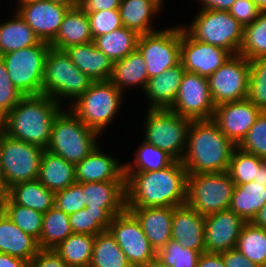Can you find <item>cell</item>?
Segmentation results:
<instances>
[{
    "instance_id": "1",
    "label": "cell",
    "mask_w": 266,
    "mask_h": 267,
    "mask_svg": "<svg viewBox=\"0 0 266 267\" xmlns=\"http://www.w3.org/2000/svg\"><path fill=\"white\" fill-rule=\"evenodd\" d=\"M126 207H175L187 201V170L175 160L161 170L124 174Z\"/></svg>"
},
{
    "instance_id": "2",
    "label": "cell",
    "mask_w": 266,
    "mask_h": 267,
    "mask_svg": "<svg viewBox=\"0 0 266 267\" xmlns=\"http://www.w3.org/2000/svg\"><path fill=\"white\" fill-rule=\"evenodd\" d=\"M236 147L213 119L193 120L181 162L188 174L226 172Z\"/></svg>"
},
{
    "instance_id": "3",
    "label": "cell",
    "mask_w": 266,
    "mask_h": 267,
    "mask_svg": "<svg viewBox=\"0 0 266 267\" xmlns=\"http://www.w3.org/2000/svg\"><path fill=\"white\" fill-rule=\"evenodd\" d=\"M61 110V105L47 95L24 96L0 121V127L8 136L45 150L53 121Z\"/></svg>"
},
{
    "instance_id": "4",
    "label": "cell",
    "mask_w": 266,
    "mask_h": 267,
    "mask_svg": "<svg viewBox=\"0 0 266 267\" xmlns=\"http://www.w3.org/2000/svg\"><path fill=\"white\" fill-rule=\"evenodd\" d=\"M98 136L71 109L61 110L53 121L46 150L76 165L98 146Z\"/></svg>"
},
{
    "instance_id": "5",
    "label": "cell",
    "mask_w": 266,
    "mask_h": 267,
    "mask_svg": "<svg viewBox=\"0 0 266 267\" xmlns=\"http://www.w3.org/2000/svg\"><path fill=\"white\" fill-rule=\"evenodd\" d=\"M93 81L71 61L65 50L50 47L44 67L42 94L61 105V98L74 102L91 86Z\"/></svg>"
},
{
    "instance_id": "6",
    "label": "cell",
    "mask_w": 266,
    "mask_h": 267,
    "mask_svg": "<svg viewBox=\"0 0 266 267\" xmlns=\"http://www.w3.org/2000/svg\"><path fill=\"white\" fill-rule=\"evenodd\" d=\"M122 94L110 80L96 81L72 102L70 109L86 126L101 135L120 109Z\"/></svg>"
},
{
    "instance_id": "7",
    "label": "cell",
    "mask_w": 266,
    "mask_h": 267,
    "mask_svg": "<svg viewBox=\"0 0 266 267\" xmlns=\"http://www.w3.org/2000/svg\"><path fill=\"white\" fill-rule=\"evenodd\" d=\"M191 26L184 30L194 39L239 54L243 41L242 26L228 11L201 9Z\"/></svg>"
},
{
    "instance_id": "8",
    "label": "cell",
    "mask_w": 266,
    "mask_h": 267,
    "mask_svg": "<svg viewBox=\"0 0 266 267\" xmlns=\"http://www.w3.org/2000/svg\"><path fill=\"white\" fill-rule=\"evenodd\" d=\"M235 183L229 173L188 174L186 203L202 216L229 209Z\"/></svg>"
},
{
    "instance_id": "9",
    "label": "cell",
    "mask_w": 266,
    "mask_h": 267,
    "mask_svg": "<svg viewBox=\"0 0 266 267\" xmlns=\"http://www.w3.org/2000/svg\"><path fill=\"white\" fill-rule=\"evenodd\" d=\"M144 141L166 151L175 160L181 161L192 122L170 109H147Z\"/></svg>"
},
{
    "instance_id": "10",
    "label": "cell",
    "mask_w": 266,
    "mask_h": 267,
    "mask_svg": "<svg viewBox=\"0 0 266 267\" xmlns=\"http://www.w3.org/2000/svg\"><path fill=\"white\" fill-rule=\"evenodd\" d=\"M50 44L39 41L36 45L0 56L15 88L23 96L42 95L46 55Z\"/></svg>"
},
{
    "instance_id": "11",
    "label": "cell",
    "mask_w": 266,
    "mask_h": 267,
    "mask_svg": "<svg viewBox=\"0 0 266 267\" xmlns=\"http://www.w3.org/2000/svg\"><path fill=\"white\" fill-rule=\"evenodd\" d=\"M43 151V148L14 139L0 129V164L8 189L38 178Z\"/></svg>"
},
{
    "instance_id": "12",
    "label": "cell",
    "mask_w": 266,
    "mask_h": 267,
    "mask_svg": "<svg viewBox=\"0 0 266 267\" xmlns=\"http://www.w3.org/2000/svg\"><path fill=\"white\" fill-rule=\"evenodd\" d=\"M180 45L181 25L139 36L137 49L143 55L149 78L180 63Z\"/></svg>"
},
{
    "instance_id": "13",
    "label": "cell",
    "mask_w": 266,
    "mask_h": 267,
    "mask_svg": "<svg viewBox=\"0 0 266 267\" xmlns=\"http://www.w3.org/2000/svg\"><path fill=\"white\" fill-rule=\"evenodd\" d=\"M125 253L132 267H143L157 259L136 217L127 209L113 217L107 229Z\"/></svg>"
},
{
    "instance_id": "14",
    "label": "cell",
    "mask_w": 266,
    "mask_h": 267,
    "mask_svg": "<svg viewBox=\"0 0 266 267\" xmlns=\"http://www.w3.org/2000/svg\"><path fill=\"white\" fill-rule=\"evenodd\" d=\"M249 76L250 61L240 54L232 55L208 78L214 104L247 99Z\"/></svg>"
},
{
    "instance_id": "15",
    "label": "cell",
    "mask_w": 266,
    "mask_h": 267,
    "mask_svg": "<svg viewBox=\"0 0 266 267\" xmlns=\"http://www.w3.org/2000/svg\"><path fill=\"white\" fill-rule=\"evenodd\" d=\"M215 107L208 78L185 71L170 110L193 121L213 119Z\"/></svg>"
},
{
    "instance_id": "16",
    "label": "cell",
    "mask_w": 266,
    "mask_h": 267,
    "mask_svg": "<svg viewBox=\"0 0 266 267\" xmlns=\"http://www.w3.org/2000/svg\"><path fill=\"white\" fill-rule=\"evenodd\" d=\"M231 56L221 47L192 38L181 26L180 63L186 72L209 78Z\"/></svg>"
},
{
    "instance_id": "17",
    "label": "cell",
    "mask_w": 266,
    "mask_h": 267,
    "mask_svg": "<svg viewBox=\"0 0 266 267\" xmlns=\"http://www.w3.org/2000/svg\"><path fill=\"white\" fill-rule=\"evenodd\" d=\"M246 223L230 209L205 216V252L220 254L236 248Z\"/></svg>"
},
{
    "instance_id": "18",
    "label": "cell",
    "mask_w": 266,
    "mask_h": 267,
    "mask_svg": "<svg viewBox=\"0 0 266 267\" xmlns=\"http://www.w3.org/2000/svg\"><path fill=\"white\" fill-rule=\"evenodd\" d=\"M262 110L248 99L217 105L213 120L220 130L238 146L256 122Z\"/></svg>"
},
{
    "instance_id": "19",
    "label": "cell",
    "mask_w": 266,
    "mask_h": 267,
    "mask_svg": "<svg viewBox=\"0 0 266 267\" xmlns=\"http://www.w3.org/2000/svg\"><path fill=\"white\" fill-rule=\"evenodd\" d=\"M19 16L32 28L40 41L51 44L69 7L48 0L18 5Z\"/></svg>"
},
{
    "instance_id": "20",
    "label": "cell",
    "mask_w": 266,
    "mask_h": 267,
    "mask_svg": "<svg viewBox=\"0 0 266 267\" xmlns=\"http://www.w3.org/2000/svg\"><path fill=\"white\" fill-rule=\"evenodd\" d=\"M205 216L187 203L175 206L172 217L171 239L184 248L205 252Z\"/></svg>"
},
{
    "instance_id": "21",
    "label": "cell",
    "mask_w": 266,
    "mask_h": 267,
    "mask_svg": "<svg viewBox=\"0 0 266 267\" xmlns=\"http://www.w3.org/2000/svg\"><path fill=\"white\" fill-rule=\"evenodd\" d=\"M126 209L139 221L156 252L171 240L174 207H126Z\"/></svg>"
},
{
    "instance_id": "22",
    "label": "cell",
    "mask_w": 266,
    "mask_h": 267,
    "mask_svg": "<svg viewBox=\"0 0 266 267\" xmlns=\"http://www.w3.org/2000/svg\"><path fill=\"white\" fill-rule=\"evenodd\" d=\"M76 182L125 181L124 164L103 153L97 146L75 165Z\"/></svg>"
},
{
    "instance_id": "23",
    "label": "cell",
    "mask_w": 266,
    "mask_h": 267,
    "mask_svg": "<svg viewBox=\"0 0 266 267\" xmlns=\"http://www.w3.org/2000/svg\"><path fill=\"white\" fill-rule=\"evenodd\" d=\"M86 207L106 209L113 217L126 209L125 181L82 183Z\"/></svg>"
},
{
    "instance_id": "24",
    "label": "cell",
    "mask_w": 266,
    "mask_h": 267,
    "mask_svg": "<svg viewBox=\"0 0 266 267\" xmlns=\"http://www.w3.org/2000/svg\"><path fill=\"white\" fill-rule=\"evenodd\" d=\"M74 65L93 82L108 81L112 75L113 62L93 41L65 49Z\"/></svg>"
},
{
    "instance_id": "25",
    "label": "cell",
    "mask_w": 266,
    "mask_h": 267,
    "mask_svg": "<svg viewBox=\"0 0 266 267\" xmlns=\"http://www.w3.org/2000/svg\"><path fill=\"white\" fill-rule=\"evenodd\" d=\"M185 69L181 63L160 75L148 79L144 92L150 101L149 109H170L179 92Z\"/></svg>"
},
{
    "instance_id": "26",
    "label": "cell",
    "mask_w": 266,
    "mask_h": 267,
    "mask_svg": "<svg viewBox=\"0 0 266 267\" xmlns=\"http://www.w3.org/2000/svg\"><path fill=\"white\" fill-rule=\"evenodd\" d=\"M93 41L87 13L79 6L69 8L65 13L59 31L50 44L52 48L65 50L74 45Z\"/></svg>"
},
{
    "instance_id": "27",
    "label": "cell",
    "mask_w": 266,
    "mask_h": 267,
    "mask_svg": "<svg viewBox=\"0 0 266 267\" xmlns=\"http://www.w3.org/2000/svg\"><path fill=\"white\" fill-rule=\"evenodd\" d=\"M39 250L38 240L23 232L4 213L0 218V253L30 261Z\"/></svg>"
},
{
    "instance_id": "28",
    "label": "cell",
    "mask_w": 266,
    "mask_h": 267,
    "mask_svg": "<svg viewBox=\"0 0 266 267\" xmlns=\"http://www.w3.org/2000/svg\"><path fill=\"white\" fill-rule=\"evenodd\" d=\"M37 179L47 189L56 193L76 182L75 165L45 149Z\"/></svg>"
},
{
    "instance_id": "29",
    "label": "cell",
    "mask_w": 266,
    "mask_h": 267,
    "mask_svg": "<svg viewBox=\"0 0 266 267\" xmlns=\"http://www.w3.org/2000/svg\"><path fill=\"white\" fill-rule=\"evenodd\" d=\"M148 72L143 55L138 49L122 60L113 62L110 81L123 93L127 86H140L145 90L148 83Z\"/></svg>"
},
{
    "instance_id": "30",
    "label": "cell",
    "mask_w": 266,
    "mask_h": 267,
    "mask_svg": "<svg viewBox=\"0 0 266 267\" xmlns=\"http://www.w3.org/2000/svg\"><path fill=\"white\" fill-rule=\"evenodd\" d=\"M160 7L153 0H122L119 13L124 27L141 34L155 32L151 19L159 12Z\"/></svg>"
},
{
    "instance_id": "31",
    "label": "cell",
    "mask_w": 266,
    "mask_h": 267,
    "mask_svg": "<svg viewBox=\"0 0 266 267\" xmlns=\"http://www.w3.org/2000/svg\"><path fill=\"white\" fill-rule=\"evenodd\" d=\"M265 203L266 184L251 181L235 185L229 209L246 222H252Z\"/></svg>"
},
{
    "instance_id": "32",
    "label": "cell",
    "mask_w": 266,
    "mask_h": 267,
    "mask_svg": "<svg viewBox=\"0 0 266 267\" xmlns=\"http://www.w3.org/2000/svg\"><path fill=\"white\" fill-rule=\"evenodd\" d=\"M7 196L15 203L41 213L54 206L55 193L47 189L38 179L20 182L9 188Z\"/></svg>"
},
{
    "instance_id": "33",
    "label": "cell",
    "mask_w": 266,
    "mask_h": 267,
    "mask_svg": "<svg viewBox=\"0 0 266 267\" xmlns=\"http://www.w3.org/2000/svg\"><path fill=\"white\" fill-rule=\"evenodd\" d=\"M14 15L11 20L0 23V56L36 45L40 41L19 14L15 12Z\"/></svg>"
},
{
    "instance_id": "34",
    "label": "cell",
    "mask_w": 266,
    "mask_h": 267,
    "mask_svg": "<svg viewBox=\"0 0 266 267\" xmlns=\"http://www.w3.org/2000/svg\"><path fill=\"white\" fill-rule=\"evenodd\" d=\"M139 36L134 30L123 26L96 37L93 42L112 62H116L137 49Z\"/></svg>"
},
{
    "instance_id": "35",
    "label": "cell",
    "mask_w": 266,
    "mask_h": 267,
    "mask_svg": "<svg viewBox=\"0 0 266 267\" xmlns=\"http://www.w3.org/2000/svg\"><path fill=\"white\" fill-rule=\"evenodd\" d=\"M95 235L73 233L61 242L54 251L69 267H89Z\"/></svg>"
},
{
    "instance_id": "36",
    "label": "cell",
    "mask_w": 266,
    "mask_h": 267,
    "mask_svg": "<svg viewBox=\"0 0 266 267\" xmlns=\"http://www.w3.org/2000/svg\"><path fill=\"white\" fill-rule=\"evenodd\" d=\"M73 234L69 215L53 206L44 213L42 232L38 244L40 249H54Z\"/></svg>"
},
{
    "instance_id": "37",
    "label": "cell",
    "mask_w": 266,
    "mask_h": 267,
    "mask_svg": "<svg viewBox=\"0 0 266 267\" xmlns=\"http://www.w3.org/2000/svg\"><path fill=\"white\" fill-rule=\"evenodd\" d=\"M89 267H132L108 230L95 236Z\"/></svg>"
},
{
    "instance_id": "38",
    "label": "cell",
    "mask_w": 266,
    "mask_h": 267,
    "mask_svg": "<svg viewBox=\"0 0 266 267\" xmlns=\"http://www.w3.org/2000/svg\"><path fill=\"white\" fill-rule=\"evenodd\" d=\"M134 154V163H124V174L161 170L175 161L166 151L146 141H143L140 148L135 149Z\"/></svg>"
},
{
    "instance_id": "39",
    "label": "cell",
    "mask_w": 266,
    "mask_h": 267,
    "mask_svg": "<svg viewBox=\"0 0 266 267\" xmlns=\"http://www.w3.org/2000/svg\"><path fill=\"white\" fill-rule=\"evenodd\" d=\"M236 248L251 262L266 267V229L247 222L242 228Z\"/></svg>"
},
{
    "instance_id": "40",
    "label": "cell",
    "mask_w": 266,
    "mask_h": 267,
    "mask_svg": "<svg viewBox=\"0 0 266 267\" xmlns=\"http://www.w3.org/2000/svg\"><path fill=\"white\" fill-rule=\"evenodd\" d=\"M113 216L106 209L94 210L85 207L69 215L73 233L97 235L108 229Z\"/></svg>"
},
{
    "instance_id": "41",
    "label": "cell",
    "mask_w": 266,
    "mask_h": 267,
    "mask_svg": "<svg viewBox=\"0 0 266 267\" xmlns=\"http://www.w3.org/2000/svg\"><path fill=\"white\" fill-rule=\"evenodd\" d=\"M239 54L249 61L266 57V11H261L257 19L244 27Z\"/></svg>"
},
{
    "instance_id": "42",
    "label": "cell",
    "mask_w": 266,
    "mask_h": 267,
    "mask_svg": "<svg viewBox=\"0 0 266 267\" xmlns=\"http://www.w3.org/2000/svg\"><path fill=\"white\" fill-rule=\"evenodd\" d=\"M5 214L25 233L40 239L44 214L34 209L15 204L8 196Z\"/></svg>"
},
{
    "instance_id": "43",
    "label": "cell",
    "mask_w": 266,
    "mask_h": 267,
    "mask_svg": "<svg viewBox=\"0 0 266 267\" xmlns=\"http://www.w3.org/2000/svg\"><path fill=\"white\" fill-rule=\"evenodd\" d=\"M265 161L254 154L247 153L236 147L231 155L227 172L235 185H243L254 181L257 168Z\"/></svg>"
},
{
    "instance_id": "44",
    "label": "cell",
    "mask_w": 266,
    "mask_h": 267,
    "mask_svg": "<svg viewBox=\"0 0 266 267\" xmlns=\"http://www.w3.org/2000/svg\"><path fill=\"white\" fill-rule=\"evenodd\" d=\"M200 254L171 239L157 252V259L167 267H197Z\"/></svg>"
},
{
    "instance_id": "45",
    "label": "cell",
    "mask_w": 266,
    "mask_h": 267,
    "mask_svg": "<svg viewBox=\"0 0 266 267\" xmlns=\"http://www.w3.org/2000/svg\"><path fill=\"white\" fill-rule=\"evenodd\" d=\"M247 99L262 111H266V57L250 60Z\"/></svg>"
},
{
    "instance_id": "46",
    "label": "cell",
    "mask_w": 266,
    "mask_h": 267,
    "mask_svg": "<svg viewBox=\"0 0 266 267\" xmlns=\"http://www.w3.org/2000/svg\"><path fill=\"white\" fill-rule=\"evenodd\" d=\"M237 147L266 160V111L261 112Z\"/></svg>"
},
{
    "instance_id": "47",
    "label": "cell",
    "mask_w": 266,
    "mask_h": 267,
    "mask_svg": "<svg viewBox=\"0 0 266 267\" xmlns=\"http://www.w3.org/2000/svg\"><path fill=\"white\" fill-rule=\"evenodd\" d=\"M93 40L123 27L119 9L93 11L87 14Z\"/></svg>"
},
{
    "instance_id": "48",
    "label": "cell",
    "mask_w": 266,
    "mask_h": 267,
    "mask_svg": "<svg viewBox=\"0 0 266 267\" xmlns=\"http://www.w3.org/2000/svg\"><path fill=\"white\" fill-rule=\"evenodd\" d=\"M23 97L10 80L5 63L0 57V121L17 106Z\"/></svg>"
},
{
    "instance_id": "49",
    "label": "cell",
    "mask_w": 266,
    "mask_h": 267,
    "mask_svg": "<svg viewBox=\"0 0 266 267\" xmlns=\"http://www.w3.org/2000/svg\"><path fill=\"white\" fill-rule=\"evenodd\" d=\"M54 206L66 214H73L86 207L82 183L75 182L71 186L55 193Z\"/></svg>"
},
{
    "instance_id": "50",
    "label": "cell",
    "mask_w": 266,
    "mask_h": 267,
    "mask_svg": "<svg viewBox=\"0 0 266 267\" xmlns=\"http://www.w3.org/2000/svg\"><path fill=\"white\" fill-rule=\"evenodd\" d=\"M228 12L245 27L258 18L261 10L254 0H236Z\"/></svg>"
},
{
    "instance_id": "51",
    "label": "cell",
    "mask_w": 266,
    "mask_h": 267,
    "mask_svg": "<svg viewBox=\"0 0 266 267\" xmlns=\"http://www.w3.org/2000/svg\"><path fill=\"white\" fill-rule=\"evenodd\" d=\"M28 267H69L54 249H40Z\"/></svg>"
},
{
    "instance_id": "52",
    "label": "cell",
    "mask_w": 266,
    "mask_h": 267,
    "mask_svg": "<svg viewBox=\"0 0 266 267\" xmlns=\"http://www.w3.org/2000/svg\"><path fill=\"white\" fill-rule=\"evenodd\" d=\"M226 267H260L251 262L237 248L220 253Z\"/></svg>"
},
{
    "instance_id": "53",
    "label": "cell",
    "mask_w": 266,
    "mask_h": 267,
    "mask_svg": "<svg viewBox=\"0 0 266 267\" xmlns=\"http://www.w3.org/2000/svg\"><path fill=\"white\" fill-rule=\"evenodd\" d=\"M122 0H79L78 6L87 14L93 11L119 9Z\"/></svg>"
},
{
    "instance_id": "54",
    "label": "cell",
    "mask_w": 266,
    "mask_h": 267,
    "mask_svg": "<svg viewBox=\"0 0 266 267\" xmlns=\"http://www.w3.org/2000/svg\"><path fill=\"white\" fill-rule=\"evenodd\" d=\"M197 267H226V266L224 265L221 254L204 252L201 253L198 258Z\"/></svg>"
},
{
    "instance_id": "55",
    "label": "cell",
    "mask_w": 266,
    "mask_h": 267,
    "mask_svg": "<svg viewBox=\"0 0 266 267\" xmlns=\"http://www.w3.org/2000/svg\"><path fill=\"white\" fill-rule=\"evenodd\" d=\"M203 4V10L228 11L236 0H199Z\"/></svg>"
},
{
    "instance_id": "56",
    "label": "cell",
    "mask_w": 266,
    "mask_h": 267,
    "mask_svg": "<svg viewBox=\"0 0 266 267\" xmlns=\"http://www.w3.org/2000/svg\"><path fill=\"white\" fill-rule=\"evenodd\" d=\"M29 261L0 253V267H28Z\"/></svg>"
},
{
    "instance_id": "57",
    "label": "cell",
    "mask_w": 266,
    "mask_h": 267,
    "mask_svg": "<svg viewBox=\"0 0 266 267\" xmlns=\"http://www.w3.org/2000/svg\"><path fill=\"white\" fill-rule=\"evenodd\" d=\"M252 223L257 227L266 229V203L259 210L257 216L253 219Z\"/></svg>"
},
{
    "instance_id": "58",
    "label": "cell",
    "mask_w": 266,
    "mask_h": 267,
    "mask_svg": "<svg viewBox=\"0 0 266 267\" xmlns=\"http://www.w3.org/2000/svg\"><path fill=\"white\" fill-rule=\"evenodd\" d=\"M254 181L266 184V160L257 168V175L255 176Z\"/></svg>"
},
{
    "instance_id": "59",
    "label": "cell",
    "mask_w": 266,
    "mask_h": 267,
    "mask_svg": "<svg viewBox=\"0 0 266 267\" xmlns=\"http://www.w3.org/2000/svg\"><path fill=\"white\" fill-rule=\"evenodd\" d=\"M8 188H7V183L5 181L4 175H3V171H2V167L0 164V193L1 194H8Z\"/></svg>"
},
{
    "instance_id": "60",
    "label": "cell",
    "mask_w": 266,
    "mask_h": 267,
    "mask_svg": "<svg viewBox=\"0 0 266 267\" xmlns=\"http://www.w3.org/2000/svg\"><path fill=\"white\" fill-rule=\"evenodd\" d=\"M48 1L63 4L65 6H68L69 8L76 7L79 4V0H48Z\"/></svg>"
},
{
    "instance_id": "61",
    "label": "cell",
    "mask_w": 266,
    "mask_h": 267,
    "mask_svg": "<svg viewBox=\"0 0 266 267\" xmlns=\"http://www.w3.org/2000/svg\"><path fill=\"white\" fill-rule=\"evenodd\" d=\"M7 198V194L0 193V218L5 213V201Z\"/></svg>"
},
{
    "instance_id": "62",
    "label": "cell",
    "mask_w": 266,
    "mask_h": 267,
    "mask_svg": "<svg viewBox=\"0 0 266 267\" xmlns=\"http://www.w3.org/2000/svg\"><path fill=\"white\" fill-rule=\"evenodd\" d=\"M143 267H167V266L163 265L158 259H156Z\"/></svg>"
},
{
    "instance_id": "63",
    "label": "cell",
    "mask_w": 266,
    "mask_h": 267,
    "mask_svg": "<svg viewBox=\"0 0 266 267\" xmlns=\"http://www.w3.org/2000/svg\"><path fill=\"white\" fill-rule=\"evenodd\" d=\"M254 2L261 11H266V0H254Z\"/></svg>"
},
{
    "instance_id": "64",
    "label": "cell",
    "mask_w": 266,
    "mask_h": 267,
    "mask_svg": "<svg viewBox=\"0 0 266 267\" xmlns=\"http://www.w3.org/2000/svg\"><path fill=\"white\" fill-rule=\"evenodd\" d=\"M37 1H43V0H18L17 4L18 5H23V4H29V3H33V2H37Z\"/></svg>"
},
{
    "instance_id": "65",
    "label": "cell",
    "mask_w": 266,
    "mask_h": 267,
    "mask_svg": "<svg viewBox=\"0 0 266 267\" xmlns=\"http://www.w3.org/2000/svg\"><path fill=\"white\" fill-rule=\"evenodd\" d=\"M154 2H156L160 7L163 6V0H153Z\"/></svg>"
}]
</instances>
